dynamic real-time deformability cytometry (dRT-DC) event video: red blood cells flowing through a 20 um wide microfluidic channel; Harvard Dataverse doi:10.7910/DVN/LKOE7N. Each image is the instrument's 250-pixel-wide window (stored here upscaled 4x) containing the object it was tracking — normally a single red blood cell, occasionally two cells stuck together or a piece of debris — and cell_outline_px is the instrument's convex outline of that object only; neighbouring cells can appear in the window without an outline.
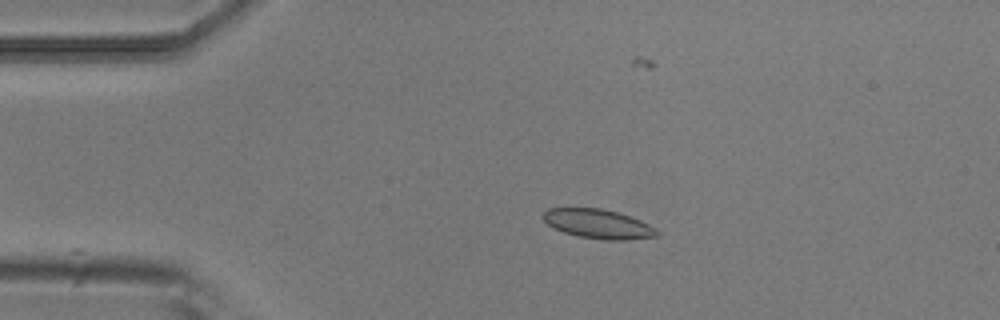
{"species": "common noctule bat (a hibernating species)", "species_latin": "Nyctalus noctula", "temperature_condition": "room temperature", "stored_images_in_passage": 6, "camera_frame_rate_fps": 3000, "um_per_image_px": 0.085, "animal": {"sex": "male", "body_mass_g": 20.5, "forearm_length_mm": 52.5}, "frame": {"image": 1, "passage_image": 3, "time_ms": 0.667, "image_size_px": [1000, 320], "cell_outline_px": [[660, 236], [628, 240], [604, 240], [576, 236], [564, 232], [548, 224], [540, 216], [548, 208], [600, 208], [616, 212], [640, 220], [656, 228], [660, 232]], "centroid_in_image_um": [50.86, 19.04], "position_along_channel_um": 34.1, "area_um2": 19.48}}